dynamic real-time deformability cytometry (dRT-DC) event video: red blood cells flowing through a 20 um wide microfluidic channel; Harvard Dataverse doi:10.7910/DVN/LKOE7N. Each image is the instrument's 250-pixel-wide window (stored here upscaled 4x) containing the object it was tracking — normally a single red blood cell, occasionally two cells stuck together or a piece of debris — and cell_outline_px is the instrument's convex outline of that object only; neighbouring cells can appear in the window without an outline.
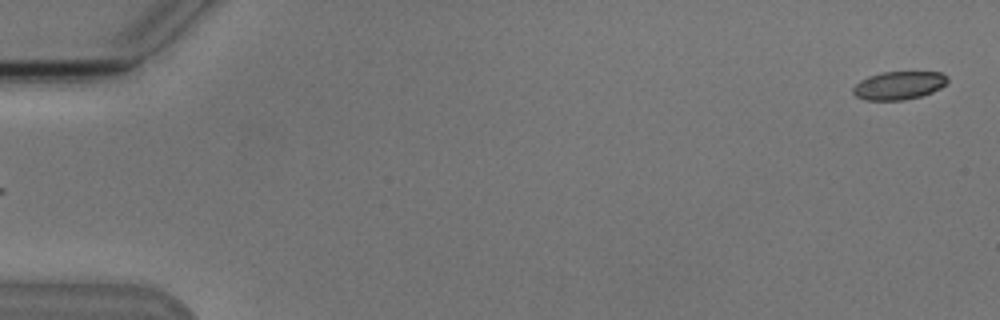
{"species": "Egyptian fruit bat (a non-hibernating species)", "species_latin": "Rousettus aegyptiacus", "temperature_condition": "cold", "stored_images_in_passage": 5, "segment_of_instrument_passage": [2, 2], "camera_frame_rate_fps": 3000, "um_per_image_px": 0.085, "animal": {"sex": "male"}, "frame": {"image": 1, "passage_image": 5, "time_ms": 5.667, "image_size_px": [1000, 320], "cell_outline_px": [[948, 84], [932, 92], [920, 96], [904, 100], [864, 100], [856, 96], [852, 92], [852, 88], [860, 80], [868, 76], [880, 72], [940, 72], [948, 76]], "centroid_in_image_um": [76.4, 7.26], "position_along_channel_um": 8.6, "area_um2": 15.66}}